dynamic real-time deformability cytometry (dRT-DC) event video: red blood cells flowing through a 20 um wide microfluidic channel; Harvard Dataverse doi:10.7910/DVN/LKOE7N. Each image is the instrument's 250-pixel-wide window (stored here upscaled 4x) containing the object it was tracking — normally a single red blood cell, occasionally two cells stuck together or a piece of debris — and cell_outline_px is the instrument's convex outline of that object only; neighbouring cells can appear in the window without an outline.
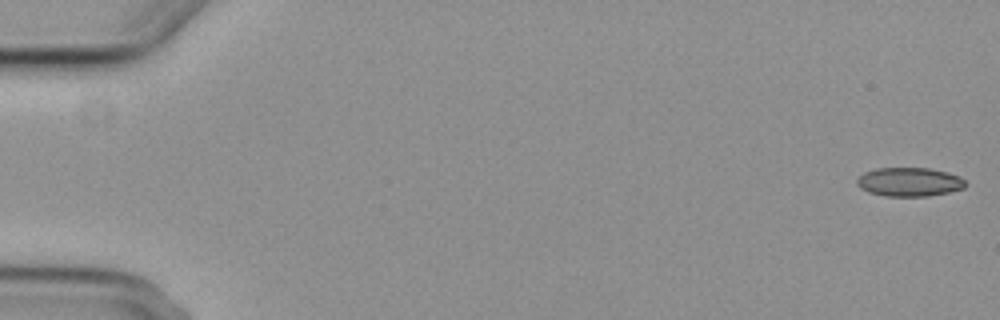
{"species": "common noctule bat (a hibernating species)", "species_latin": "Nyctalus noctula", "temperature_condition": "cold", "stored_images_in_passage": 7, "segment_of_instrument_passage": [1, 2], "camera_frame_rate_fps": 3000, "um_per_image_px": 0.085, "animal": {"sex": "female", "body_mass_g": 29.2, "forearm_length_mm": 56.3}, "frame": {"image": 1, "passage_image": 1, "time_ms": 0.0, "image_size_px": [1000, 320], "cell_outline_px": [[964, 188], [948, 192], [928, 196], [888, 196], [868, 192], [860, 188], [856, 184], [856, 180], [864, 172], [876, 168], [928, 168], [948, 172], [960, 176], [964, 180]], "centroid_in_image_um": [77.27, 15.46], "position_along_channel_um": 7.7, "area_um2": 18.21}}
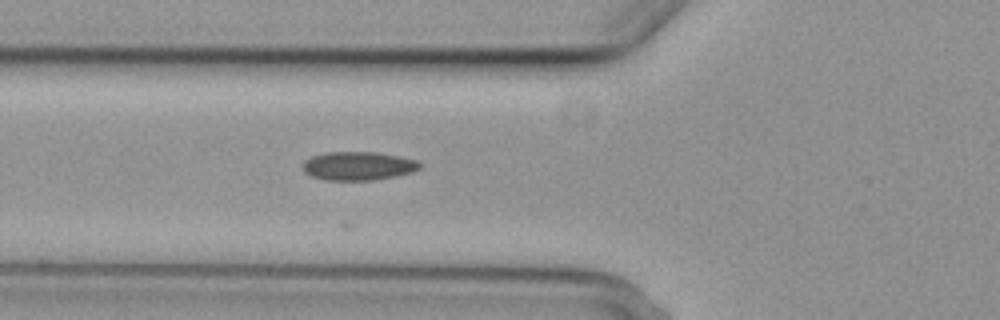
{"frame": {"image": 2, "passage_image": 6, "time_ms": 6.667, "image_size_px": [1000, 320], "cell_outline_px": [[420, 168], [412, 172], [396, 176], [376, 180], [324, 180], [312, 176], [304, 172], [304, 160], [312, 156], [324, 152], [376, 152], [400, 156], [416, 160], [420, 164]], "centroid_in_image_um": [30.45, 14.1], "position_along_channel_um": 95.4, "area_um2": 19.54}}